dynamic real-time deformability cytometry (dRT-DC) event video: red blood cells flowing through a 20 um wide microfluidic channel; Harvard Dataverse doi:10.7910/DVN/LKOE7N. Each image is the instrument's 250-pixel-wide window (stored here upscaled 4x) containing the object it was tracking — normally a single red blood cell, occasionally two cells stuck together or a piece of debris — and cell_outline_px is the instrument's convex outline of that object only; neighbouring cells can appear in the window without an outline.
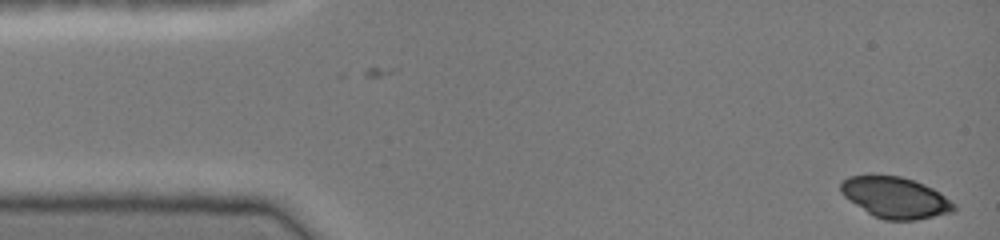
{"species": "common noctule bat (a hibernating species)", "species_latin": "Nyctalus noctula", "temperature_condition": "cold", "stored_images_in_passage": 44, "camera_frame_rate_fps": 3000, "um_per_image_px": 0.085, "animal": {"sex": "female", "body_mass_g": 19.0, "forearm_length_mm": 51.5}, "frame": {"image": 1, "passage_image": 1, "time_ms": 0.0, "image_size_px": [1000, 240], "cell_outline_px": [[956, 208], [952, 212], [916, 220], [884, 220], [872, 216], [844, 196], [840, 192], [840, 180], [848, 176], [872, 172], [900, 176], [924, 184], [940, 192], [956, 204]], "centroid_in_image_um": [76.04, 16.75], "position_along_channel_um": 9.0, "area_um2": 27.8}}
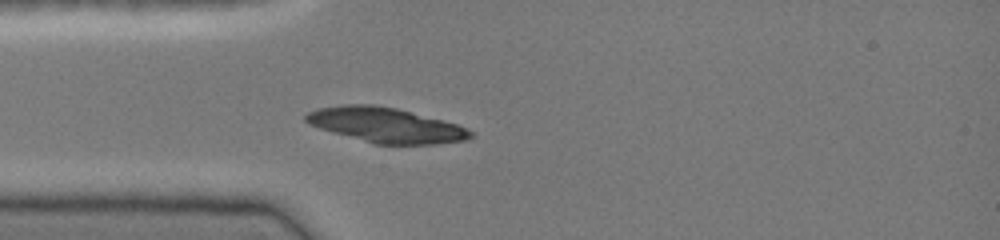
{"frame": {"image": 2, "passage_image": 12, "time_ms": 3.667, "image_size_px": [1000, 240], "cell_outline_px": [[472, 136], [468, 140], [436, 144], [376, 144], [332, 132], [308, 124], [304, 120], [304, 116], [308, 112], [316, 108], [344, 104], [372, 104], [396, 108], [444, 120], [456, 124], [472, 132]], "centroid_in_image_um": [32.76, 10.62], "position_along_channel_um": 52.2, "area_um2": 33.41}}
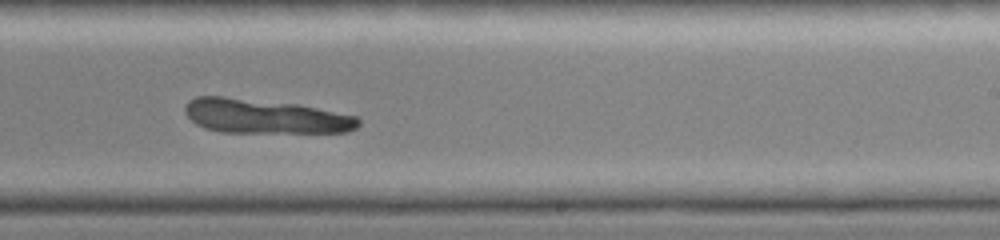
{"frame": {"image": 3, "passage_image": 28, "time_ms": 9.0, "image_size_px": [1000, 240], "cell_outline_px": [[360, 124], [356, 128], [348, 132], [220, 132], [204, 128], [196, 124], [184, 112], [184, 108], [188, 100], [196, 96], [224, 96], [300, 104], [356, 116], [360, 120]], "centroid_in_image_um": [22.5, 9.88], "position_along_channel_um": 266.5, "area_um2": 34.85}}